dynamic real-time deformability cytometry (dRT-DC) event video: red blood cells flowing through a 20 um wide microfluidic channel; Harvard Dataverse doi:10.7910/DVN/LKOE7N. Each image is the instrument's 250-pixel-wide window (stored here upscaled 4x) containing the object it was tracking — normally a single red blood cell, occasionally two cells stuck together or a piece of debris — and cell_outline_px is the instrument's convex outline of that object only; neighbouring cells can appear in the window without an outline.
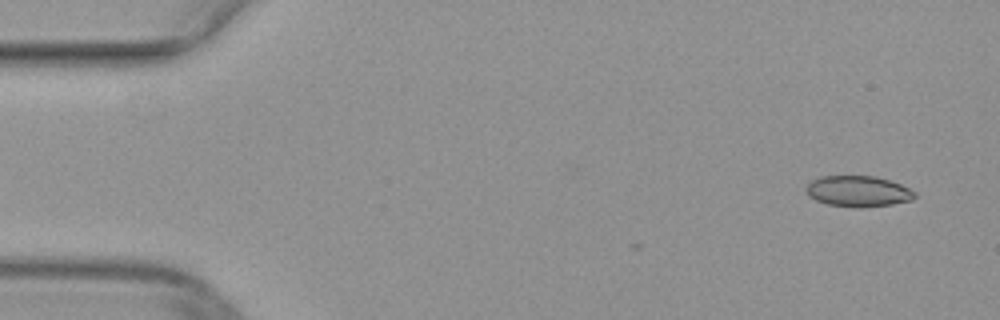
{"species": "common noctule bat (a hibernating species)", "species_latin": "Nyctalus noctula", "temperature_condition": "warm", "stored_images_in_passage": 2, "camera_frame_rate_fps": 3000, "um_per_image_px": 0.085, "animal": {"sex": "female", "body_mass_g": 29.2, "forearm_length_mm": 56.3}, "frame": {"image": 1, "passage_image": 2, "time_ms": 0.333, "image_size_px": [1000, 320], "cell_outline_px": [[916, 196], [912, 200], [892, 204], [864, 208], [856, 208], [828, 204], [816, 200], [808, 196], [804, 188], [812, 180], [820, 176], [876, 176], [900, 184], [916, 192]], "centroid_in_image_um": [72.93, 16.26], "position_along_channel_um": 12.1, "area_um2": 19.71}}